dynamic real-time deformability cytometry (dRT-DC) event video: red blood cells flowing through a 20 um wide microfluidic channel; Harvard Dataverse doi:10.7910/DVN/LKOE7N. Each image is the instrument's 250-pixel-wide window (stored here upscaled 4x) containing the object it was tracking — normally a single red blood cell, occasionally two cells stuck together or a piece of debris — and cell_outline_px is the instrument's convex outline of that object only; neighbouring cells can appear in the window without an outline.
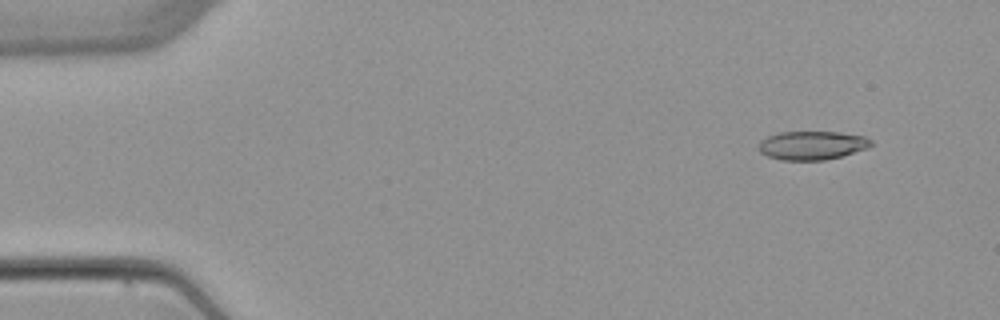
{"species": "common noctule bat (a hibernating species)", "species_latin": "Nyctalus noctula", "temperature_condition": "warm", "stored_images_in_passage": 4, "camera_frame_rate_fps": 3000, "um_per_image_px": 0.085, "animal": {"sex": "female", "body_mass_g": 22.7, "forearm_length_mm": 54.2}, "frame": {"image": 1, "passage_image": 1, "time_ms": 0.0, "image_size_px": [1000, 320], "cell_outline_px": [[872, 144], [868, 148], [840, 156], [824, 160], [780, 160], [768, 156], [760, 152], [760, 140], [768, 136], [780, 132], [840, 132], [864, 136], [872, 140]], "centroid_in_image_um": [69.03, 12.35], "position_along_channel_um": 16.0, "area_um2": 18.67}}
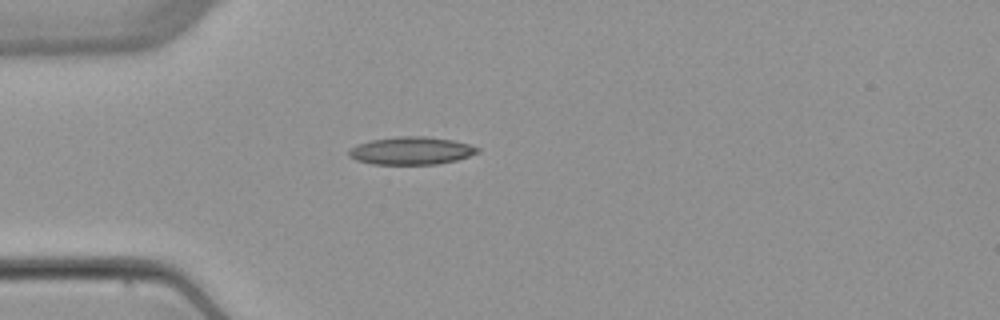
{"frame": {"image": 2, "passage_image": 4, "time_ms": 3.333, "image_size_px": [1000, 320], "cell_outline_px": [[480, 152], [456, 160], [436, 164], [372, 164], [356, 160], [348, 156], [348, 152], [356, 144], [372, 140], [396, 136], [424, 136], [452, 140], [468, 144], [480, 148]], "centroid_in_image_um": [34.94, 12.81], "position_along_channel_um": 50.1, "area_um2": 20.75}}